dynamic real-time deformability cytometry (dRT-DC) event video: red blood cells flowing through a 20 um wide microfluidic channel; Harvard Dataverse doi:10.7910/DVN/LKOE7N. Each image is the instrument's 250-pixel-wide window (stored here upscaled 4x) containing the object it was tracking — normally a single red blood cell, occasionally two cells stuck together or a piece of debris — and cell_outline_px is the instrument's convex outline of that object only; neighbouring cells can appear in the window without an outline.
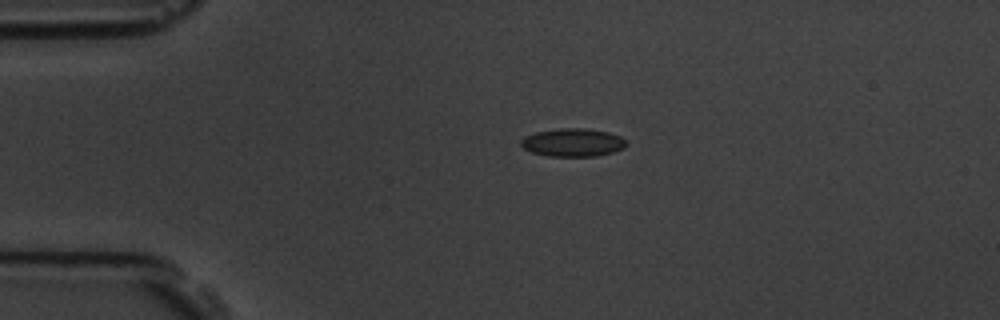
{"species": "common noctule bat (a hibernating species)", "species_latin": "Nyctalus noctula", "temperature_condition": "room temperature", "stored_images_in_passage": 4, "camera_frame_rate_fps": 3000, "um_per_image_px": 0.085, "animal": {"sex": "male", "body_mass_g": 19.5, "forearm_length_mm": 54.6}, "frame": {"image": 1, "passage_image": 3, "time_ms": 3.333, "image_size_px": [1000, 320], "cell_outline_px": [[628, 144], [624, 148], [612, 152], [596, 156], [548, 156], [532, 152], [524, 148], [520, 144], [520, 140], [524, 136], [536, 132], [560, 128], [584, 128], [608, 132], [620, 136]], "centroid_in_image_um": [48.68, 12.11], "position_along_channel_um": 36.3, "area_um2": 17.22}}